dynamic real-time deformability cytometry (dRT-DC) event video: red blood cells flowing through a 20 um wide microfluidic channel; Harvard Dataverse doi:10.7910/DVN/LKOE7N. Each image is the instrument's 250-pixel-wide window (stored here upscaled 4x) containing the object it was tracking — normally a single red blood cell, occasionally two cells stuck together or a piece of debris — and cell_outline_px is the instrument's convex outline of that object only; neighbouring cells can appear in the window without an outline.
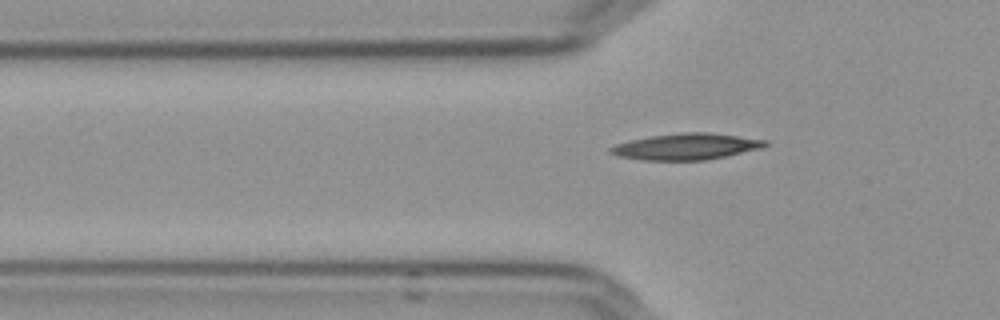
{"species": "Egyptian fruit bat (a non-hibernating species)", "species_latin": "Rousettus aegyptiacus", "temperature_condition": "cold", "stored_images_in_passage": 40, "camera_frame_rate_fps": 3000, "um_per_image_px": 0.085, "frame": {"image": 1, "passage_image": 4, "time_ms": 1.0, "image_size_px": [1000, 320], "cell_outline_px": [[768, 144], [764, 148], [708, 160], [644, 160], [616, 156], [608, 152], [608, 148], [616, 144], [628, 140], [652, 136], [680, 132], [708, 132], [768, 140]], "centroid_in_image_um": [58.33, 12.46], "position_along_channel_um": 67.5, "area_um2": 23.93}}
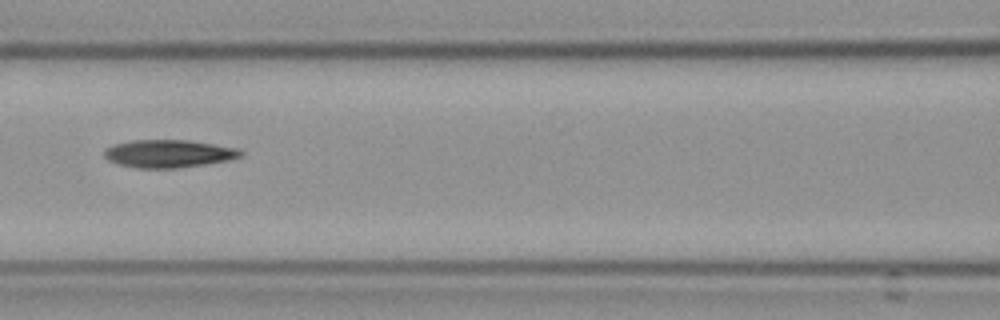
{"frame": {"image": 2, "passage_image": 11, "time_ms": 3.333, "image_size_px": [1000, 320], "cell_outline_px": [[244, 152], [240, 156], [228, 160], [176, 168], [140, 168], [120, 164], [108, 160], [104, 156], [104, 148], [112, 144], [132, 140], [188, 140], [240, 148]], "centroid_in_image_um": [14.31, 13.04], "position_along_channel_um": 152.3, "area_um2": 22.02}}
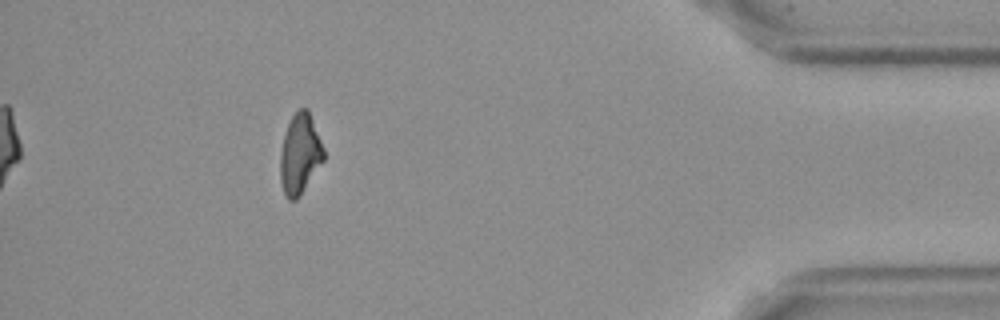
{"frame": {"image": 3, "passage_image": 36, "time_ms": 11.667, "image_size_px": [1000, 320], "cell_outline_px": [[324, 160], [300, 196], [296, 200], [288, 200], [284, 192], [280, 180], [280, 152], [284, 136], [288, 124], [292, 116], [300, 108], [308, 108], [324, 148]], "centroid_in_image_um": [25.5, 13.1], "position_along_channel_um": 409.7, "area_um2": 20.29}}